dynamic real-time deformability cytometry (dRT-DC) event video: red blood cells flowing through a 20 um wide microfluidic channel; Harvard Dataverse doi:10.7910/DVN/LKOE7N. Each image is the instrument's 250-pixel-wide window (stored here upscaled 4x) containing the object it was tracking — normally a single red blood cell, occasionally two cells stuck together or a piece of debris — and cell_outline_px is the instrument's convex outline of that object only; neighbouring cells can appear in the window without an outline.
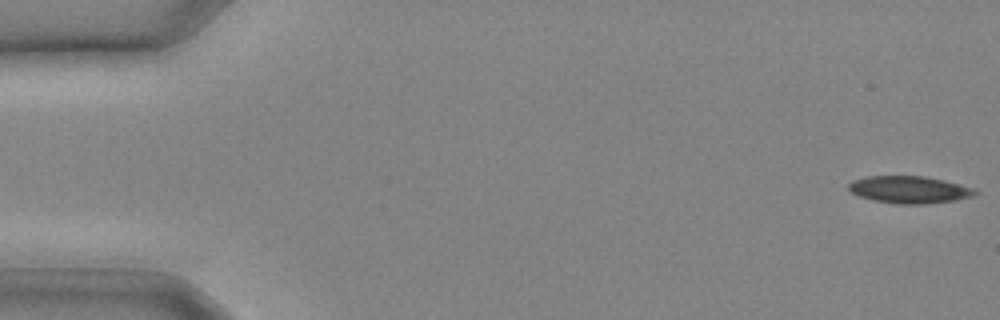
{"species": "common noctule bat (a hibernating species)", "species_latin": "Nyctalus noctula", "temperature_condition": "cold", "stored_images_in_passage": 8, "camera_frame_rate_fps": 3000, "um_per_image_px": 0.085, "animal": {"sex": "male", "body_mass_g": 20.4}, "frame": {"image": 1, "passage_image": 1, "time_ms": 0.0, "image_size_px": [1000, 320], "cell_outline_px": [[976, 192], [972, 196], [956, 200], [924, 204], [896, 204], [872, 200], [860, 196], [852, 192], [848, 188], [848, 184], [852, 180], [868, 176], [924, 176], [944, 180], [972, 188]], "centroid_in_image_um": [77.25, 16.12], "position_along_channel_um": 7.8, "area_um2": 19.88}}